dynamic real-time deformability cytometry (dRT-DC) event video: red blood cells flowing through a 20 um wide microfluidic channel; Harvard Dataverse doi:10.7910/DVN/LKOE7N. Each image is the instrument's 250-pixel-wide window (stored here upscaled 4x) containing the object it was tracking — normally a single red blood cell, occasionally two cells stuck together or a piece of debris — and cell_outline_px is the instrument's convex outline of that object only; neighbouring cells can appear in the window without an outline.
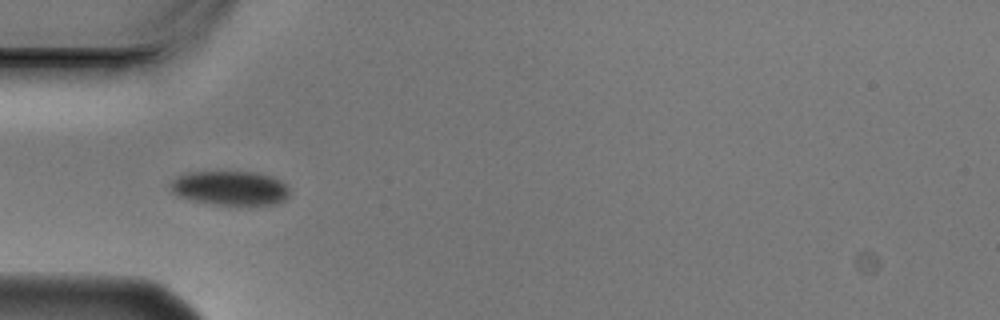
{"species": "Egyptian fruit bat (a non-hibernating species)", "species_latin": "Rousettus aegyptiacus", "temperature_condition": "cold", "stored_images_in_passage": 6, "camera_frame_rate_fps": 3000, "um_per_image_px": 0.085, "animal": {"sex": "male"}, "frame": {"image": 1, "passage_image": 5, "time_ms": 1.333, "image_size_px": [1000, 320], "cell_outline_px": [[288, 196], [284, 200], [272, 204], [212, 204], [192, 200], [180, 196], [172, 192], [168, 184], [176, 176], [188, 172], [252, 172], [272, 176], [280, 180], [288, 188]], "centroid_in_image_um": [19.51, 15.97], "position_along_channel_um": 65.5, "area_um2": 23.58}}
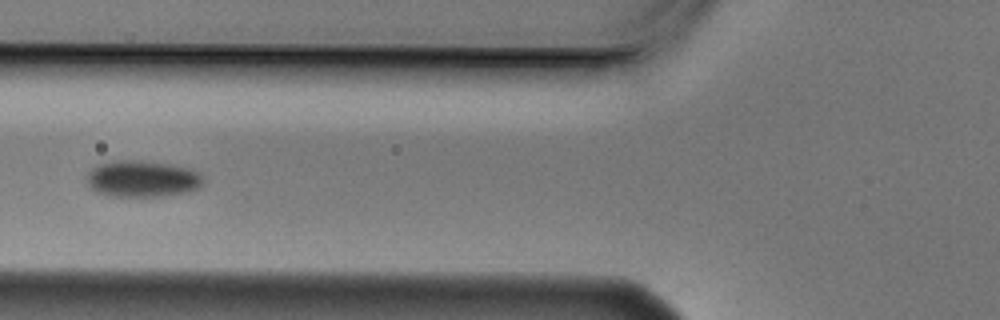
{"frame": {"image": 2, "passage_image": 6, "time_ms": 1.667, "image_size_px": [1000, 320], "cell_outline_px": [[204, 184], [200, 188], [188, 192], [160, 196], [108, 196], [96, 192], [88, 184], [88, 172], [92, 168], [100, 164], [116, 160], [144, 160], [192, 168], [200, 172], [204, 176]], "centroid_in_image_um": [12.17, 15.19], "position_along_channel_um": 113.6, "area_um2": 25.09}}